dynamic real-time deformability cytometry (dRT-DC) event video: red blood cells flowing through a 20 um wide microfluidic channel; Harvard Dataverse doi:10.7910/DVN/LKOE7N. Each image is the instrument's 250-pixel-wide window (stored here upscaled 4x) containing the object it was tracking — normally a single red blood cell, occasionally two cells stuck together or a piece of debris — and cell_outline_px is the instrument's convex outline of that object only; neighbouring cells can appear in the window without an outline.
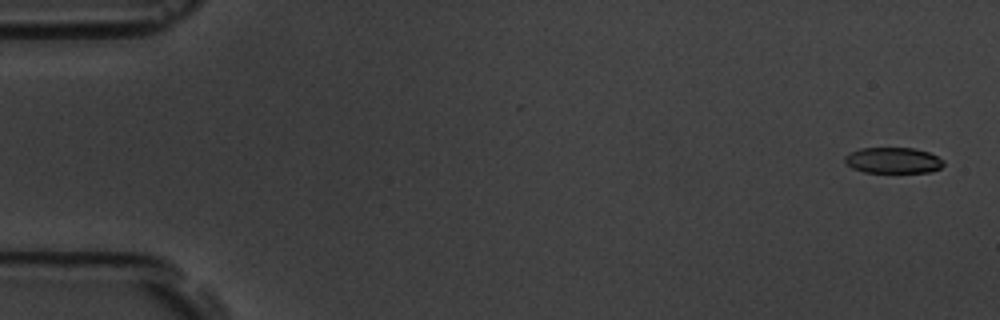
{"species": "common noctule bat (a hibernating species)", "species_latin": "Nyctalus noctula", "temperature_condition": "room temperature", "stored_images_in_passage": 5, "camera_frame_rate_fps": 3000, "um_per_image_px": 0.085, "animal": {"sex": "male", "body_mass_g": 19.5, "forearm_length_mm": 54.6}, "frame": {"image": 1, "passage_image": 1, "time_ms": 0.0, "image_size_px": [1000, 320], "cell_outline_px": [[944, 164], [940, 168], [928, 172], [864, 172], [852, 168], [844, 160], [844, 156], [848, 152], [860, 148], [912, 148], [928, 152], [944, 160]], "centroid_in_image_um": [75.88, 13.62], "position_along_channel_um": 9.1, "area_um2": 14.85}}
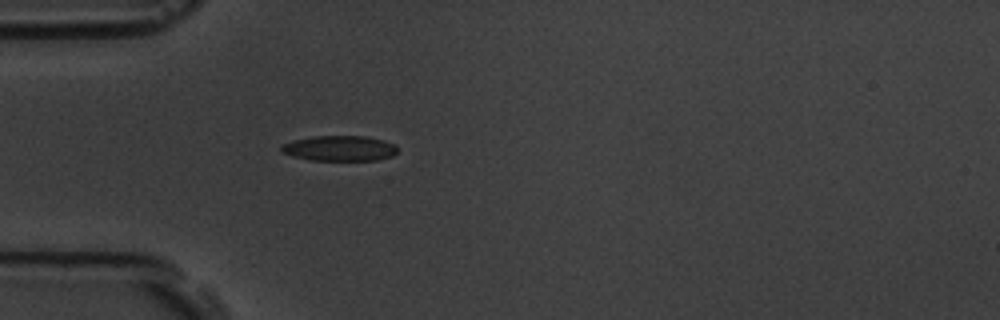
{"frame": {"image": 2, "passage_image": 5, "time_ms": 5.0, "image_size_px": [1000, 320], "cell_outline_px": [[396, 152], [392, 156], [376, 160], [312, 160], [292, 156], [280, 152], [280, 144], [292, 140], [312, 136], [364, 136], [384, 140], [396, 144]], "centroid_in_image_um": [28.82, 12.6], "position_along_channel_um": 56.2, "area_um2": 17.28}}